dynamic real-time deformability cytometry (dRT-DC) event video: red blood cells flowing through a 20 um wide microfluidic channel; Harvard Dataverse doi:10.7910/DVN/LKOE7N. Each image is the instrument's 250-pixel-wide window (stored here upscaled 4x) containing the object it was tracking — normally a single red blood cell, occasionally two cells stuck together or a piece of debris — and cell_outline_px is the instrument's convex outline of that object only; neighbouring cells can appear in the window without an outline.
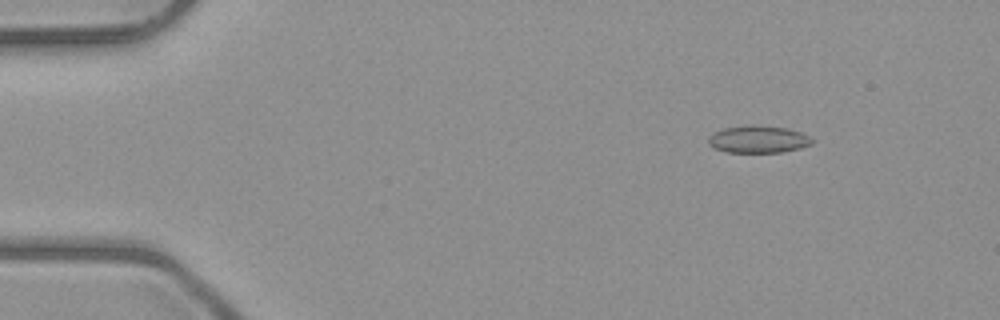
{"species": "common noctule bat (a hibernating species)", "species_latin": "Nyctalus noctula", "temperature_condition": "room temperature", "stored_images_in_passage": 5, "camera_frame_rate_fps": 3000, "um_per_image_px": 0.085, "animal": {"sex": "male", "body_mass_g": 23.1, "forearm_length_mm": 52.7}, "frame": {"image": 1, "passage_image": 2, "time_ms": 1.0, "image_size_px": [1000, 320], "cell_outline_px": [[816, 140], [812, 144], [800, 148], [780, 152], [724, 152], [708, 144], [708, 136], [724, 128], [788, 128], [800, 132]], "centroid_in_image_um": [64.49, 11.9], "position_along_channel_um": 20.5, "area_um2": 15.61}}